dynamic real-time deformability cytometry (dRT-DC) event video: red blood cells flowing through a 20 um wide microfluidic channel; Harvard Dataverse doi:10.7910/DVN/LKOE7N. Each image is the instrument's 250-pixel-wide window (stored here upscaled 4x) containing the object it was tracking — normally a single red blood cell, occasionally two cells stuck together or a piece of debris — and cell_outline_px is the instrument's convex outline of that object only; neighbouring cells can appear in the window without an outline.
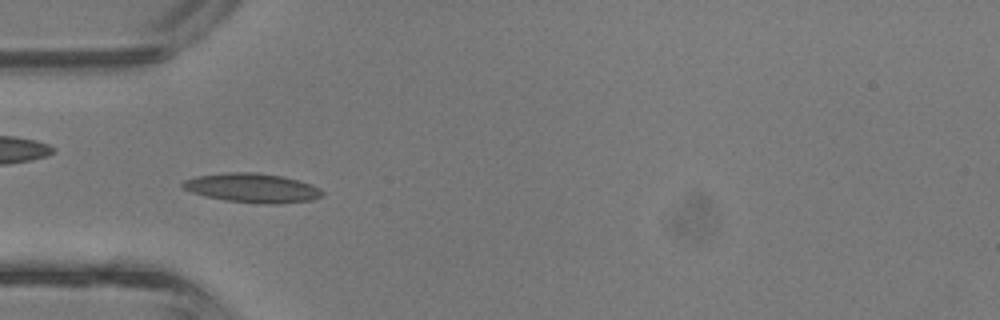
{"species": "common noctule bat (a hibernating species)", "species_latin": "Nyctalus noctula", "temperature_condition": "room temperature", "stored_images_in_passage": 5, "camera_frame_rate_fps": 3000, "um_per_image_px": 0.085, "animal": {"sex": "male", "body_mass_g": 13.3}, "frame": {"image": 1, "passage_image": 5, "time_ms": 1.333, "image_size_px": [1000, 320], "cell_outline_px": [[324, 196], [312, 200], [276, 204], [268, 204], [224, 200], [204, 196], [192, 192], [184, 188], [180, 184], [184, 180], [196, 176], [228, 172], [252, 172], [284, 176], [312, 184], [320, 188], [324, 192]], "centroid_in_image_um": [21.48, 15.97], "position_along_channel_um": 63.5, "area_um2": 23.87}}